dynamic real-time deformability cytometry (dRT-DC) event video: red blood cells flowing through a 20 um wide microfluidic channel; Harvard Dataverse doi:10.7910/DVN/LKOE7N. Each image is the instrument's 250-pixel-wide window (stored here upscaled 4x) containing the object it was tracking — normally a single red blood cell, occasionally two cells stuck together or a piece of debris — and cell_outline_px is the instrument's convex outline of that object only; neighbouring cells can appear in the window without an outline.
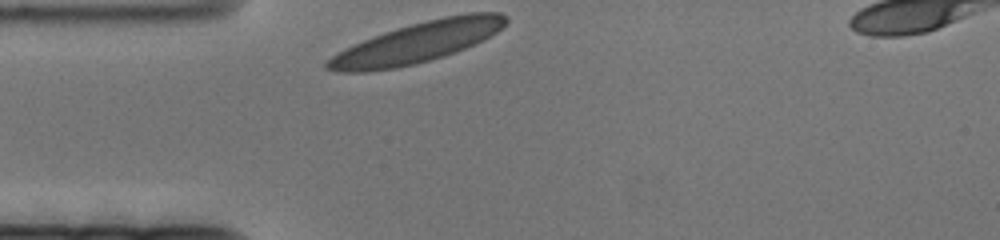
{"species": "human", "species_latin": "Homo sapiens", "temperature_condition": "cold", "stored_images_in_passage": 43, "camera_frame_rate_fps": 3000, "um_per_image_px": 0.085, "donor": {"sex": "female"}, "frame": {"image": 1, "passage_image": 1, "time_ms": 0.0, "image_size_px": [1000, 240], "cell_outline_px": [[508, 20], [496, 32], [484, 40], [456, 52], [444, 56], [416, 64], [396, 68], [364, 72], [336, 72], [324, 68], [324, 64], [332, 56], [364, 40], [384, 32], [396, 28], [444, 16], [468, 12], [500, 12], [508, 16]], "centroid_in_image_um": [35.5, 3.61], "position_along_channel_um": 49.5, "area_um2": 41.85}}
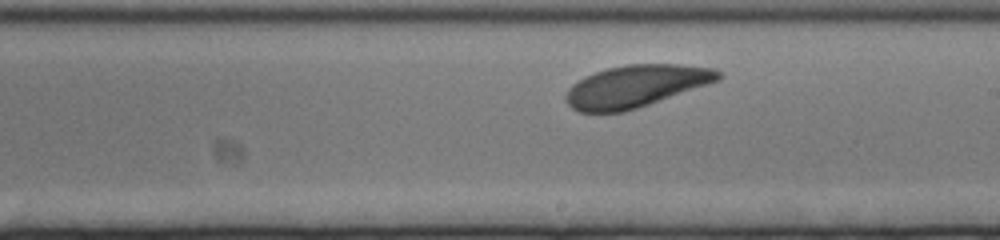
{"frame": {"image": 2, "passage_image": 25, "time_ms": 8.0, "image_size_px": [1000, 240], "cell_outline_px": [[724, 76], [720, 80], [624, 112], [576, 112], [564, 100], [564, 96], [568, 88], [572, 84], [584, 76], [608, 68], [628, 64], [680, 64], [712, 68], [724, 72]], "centroid_in_image_um": [54.03, 7.32], "position_along_channel_um": 235.0, "area_um2": 37.4}}
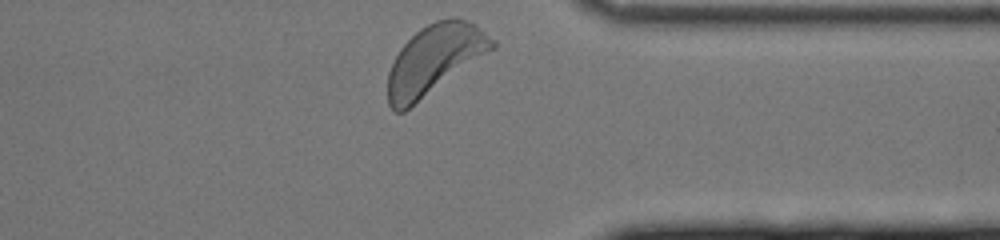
{"frame": {"image": 3, "passage_image": 43, "time_ms": 14.0, "image_size_px": [1000, 240], "cell_outline_px": [[496, 48], [404, 112], [392, 112], [388, 104], [388, 72], [400, 48], [420, 28], [436, 20], [468, 20], [476, 24], [496, 40]], "centroid_in_image_um": [36.94, 5.09], "position_along_channel_um": 374.5, "area_um2": 42.02}}